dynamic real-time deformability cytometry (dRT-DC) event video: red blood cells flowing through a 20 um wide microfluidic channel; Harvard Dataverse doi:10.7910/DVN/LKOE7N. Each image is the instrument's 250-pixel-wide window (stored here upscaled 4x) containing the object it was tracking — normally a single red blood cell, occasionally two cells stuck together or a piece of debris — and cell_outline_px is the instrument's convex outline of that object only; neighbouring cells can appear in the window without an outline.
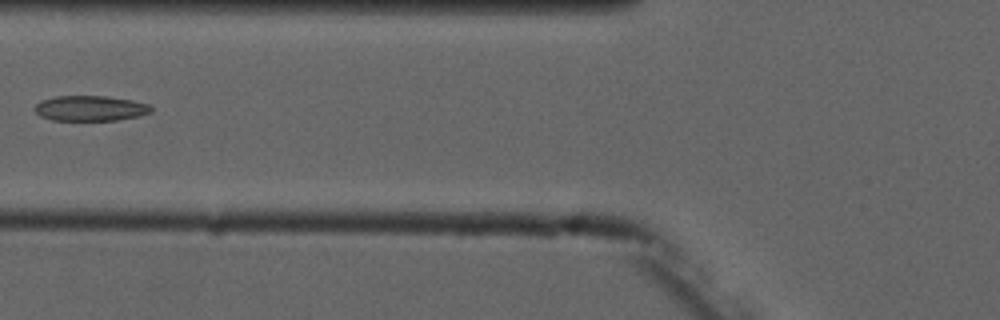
{"species": "common noctule bat (a hibernating species)", "species_latin": "Nyctalus noctula", "temperature_condition": "cold", "stored_images_in_passage": 6, "camera_frame_rate_fps": 3000, "um_per_image_px": 0.085, "animal": {"sex": "male", "forearm_length_mm": 52.5}, "frame": {"image": 1, "passage_image": 5, "time_ms": 4.667, "image_size_px": [1000, 320], "cell_outline_px": [[152, 112], [140, 116], [116, 120], [52, 120], [40, 116], [32, 108], [40, 100], [56, 96], [108, 96], [132, 100], [148, 104], [152, 108]], "centroid_in_image_um": [7.66, 9.2], "position_along_channel_um": 118.1, "area_um2": 17.28}}
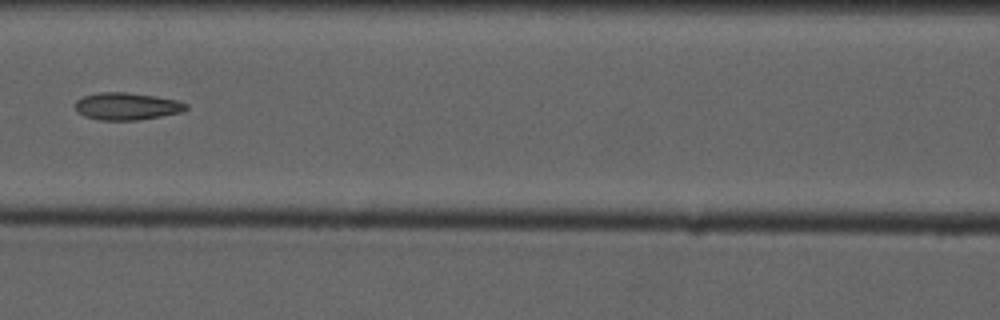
{"frame": {"image": 2, "passage_image": 6, "time_ms": 5.667, "image_size_px": [1000, 320], "cell_outline_px": [[188, 108], [180, 112], [160, 116], [136, 120], [100, 120], [84, 116], [76, 112], [76, 100], [84, 96], [100, 92], [124, 92], [156, 96], [176, 100], [188, 104]], "centroid_in_image_um": [10.76, 9.03], "position_along_channel_um": 155.8, "area_um2": 17.51}}